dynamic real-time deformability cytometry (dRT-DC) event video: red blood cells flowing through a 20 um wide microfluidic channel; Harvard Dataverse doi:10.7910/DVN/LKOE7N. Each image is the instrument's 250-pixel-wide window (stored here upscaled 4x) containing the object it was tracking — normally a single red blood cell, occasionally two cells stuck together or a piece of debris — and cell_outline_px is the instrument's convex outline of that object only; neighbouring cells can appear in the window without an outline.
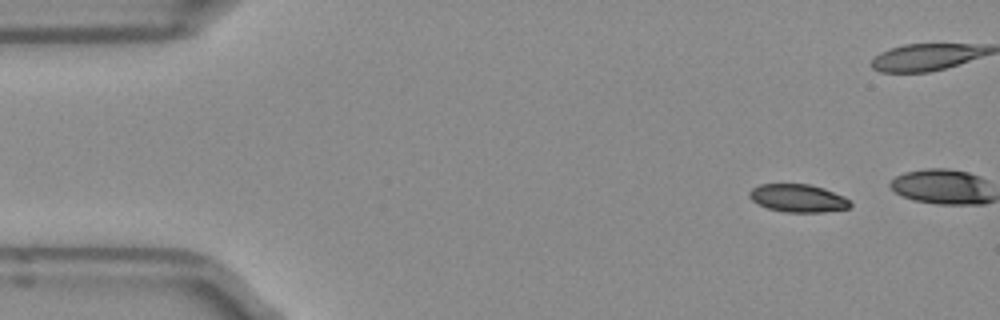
{"species": "Egyptian fruit bat (a non-hibernating species)", "species_latin": "Rousettus aegyptiacus", "temperature_condition": "room temperature", "stored_images_in_passage": 6, "camera_frame_rate_fps": 3000, "um_per_image_px": 0.085, "frame": {"image": 1, "passage_image": 1, "time_ms": 0.0, "image_size_px": [1000, 320], "cell_outline_px": [[852, 204], [848, 208], [824, 212], [784, 212], [768, 208], [756, 204], [748, 196], [748, 192], [752, 188], [760, 184], [808, 184], [824, 188], [844, 196], [852, 200]], "centroid_in_image_um": [67.83, 16.84], "position_along_channel_um": 17.2, "area_um2": 16.59}}